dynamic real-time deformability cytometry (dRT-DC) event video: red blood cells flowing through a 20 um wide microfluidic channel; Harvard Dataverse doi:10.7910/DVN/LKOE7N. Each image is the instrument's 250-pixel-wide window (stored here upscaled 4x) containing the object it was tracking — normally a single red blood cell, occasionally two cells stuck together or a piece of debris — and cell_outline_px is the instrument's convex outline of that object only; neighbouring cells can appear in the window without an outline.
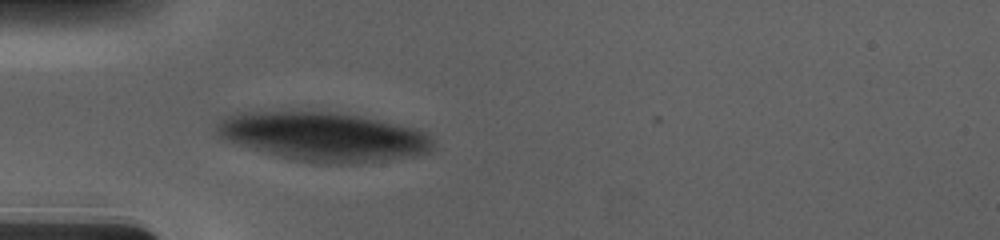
{"species": "human", "species_latin": "Homo sapiens", "temperature_condition": "cold", "stored_images_in_passage": 14, "camera_frame_rate_fps": 3000, "um_per_image_px": 0.085, "donor": {"sex": "male"}, "frame": {"image": 1, "passage_image": 1, "time_ms": 0.0, "image_size_px": [1000, 240], "cell_outline_px": [[432, 148], [428, 152], [416, 156], [388, 160], [356, 164], [316, 164], [296, 160], [280, 156], [220, 140], [216, 136], [216, 124], [220, 120], [228, 116], [240, 112], [336, 112], [360, 116], [380, 120], [416, 128], [424, 132], [432, 140]], "centroid_in_image_um": [27.48, 11.63], "position_along_channel_um": 57.5, "area_um2": 61.96}}
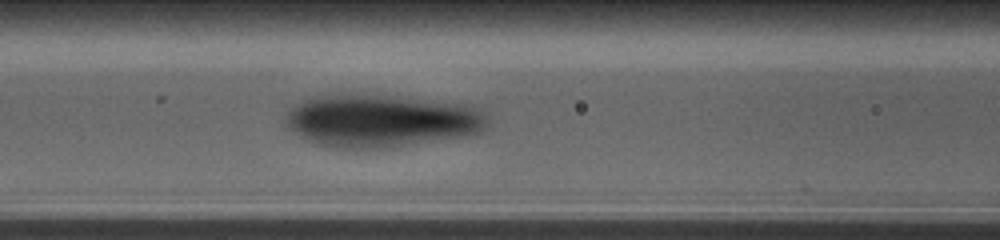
{"frame": {"image": 2, "passage_image": 8, "time_ms": 2.333, "image_size_px": [1000, 240], "cell_outline_px": [[488, 128], [484, 132], [472, 136], [392, 148], [336, 148], [316, 144], [304, 140], [284, 124], [284, 112], [308, 96], [380, 96], [476, 104], [488, 116]], "centroid_in_image_um": [32.48, 10.3], "position_along_channel_um": 134.1, "area_um2": 62.94}}
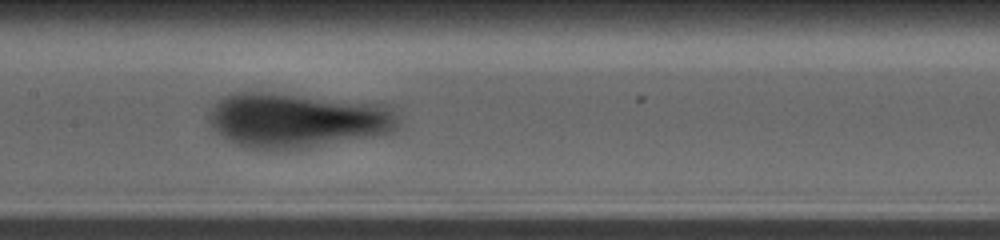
{"frame": {"image": 3, "passage_image": 12, "time_ms": 3.667, "image_size_px": [1000, 240], "cell_outline_px": [[400, 124], [396, 132], [376, 136], [308, 148], [244, 148], [220, 136], [208, 124], [208, 112], [224, 96], [236, 92], [268, 92], [388, 104], [392, 108], [400, 120]], "centroid_in_image_um": [25.3, 10.22], "position_along_channel_um": 182.1, "area_um2": 61.09}}